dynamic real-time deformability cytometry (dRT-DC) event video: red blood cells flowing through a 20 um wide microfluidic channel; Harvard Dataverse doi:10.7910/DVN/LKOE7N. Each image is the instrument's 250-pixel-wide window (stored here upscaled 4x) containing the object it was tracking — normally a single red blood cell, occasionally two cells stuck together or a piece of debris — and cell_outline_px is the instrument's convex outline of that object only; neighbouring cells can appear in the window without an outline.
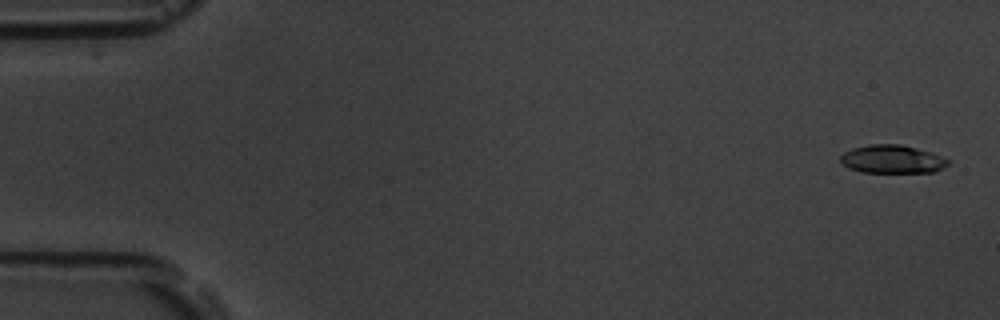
{"species": "common noctule bat (a hibernating species)", "species_latin": "Nyctalus noctula", "temperature_condition": "room temperature", "stored_images_in_passage": 50, "camera_frame_rate_fps": 3000, "um_per_image_px": 0.085, "animal": {"sex": "male", "body_mass_g": 19.5, "forearm_length_mm": 54.6}, "frame": {"image": 1, "passage_image": 1, "time_ms": 0.0, "image_size_px": [1000, 320], "cell_outline_px": [[952, 160], [944, 168], [932, 172], [860, 172], [848, 168], [840, 160], [840, 156], [844, 152], [852, 148], [868, 144], [900, 144], [932, 152]], "centroid_in_image_um": [75.86, 13.52], "position_along_channel_um": 9.1, "area_um2": 17.86}}
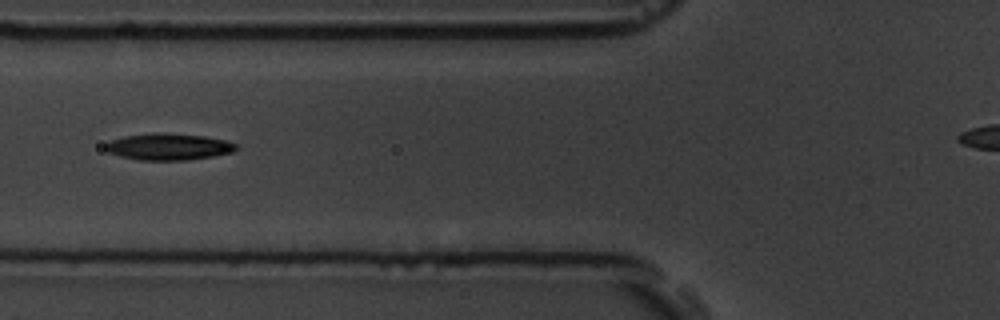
{"frame": {"image": 2, "passage_image": 21, "time_ms": 6.667, "image_size_px": [1000, 320], "cell_outline_px": [[240, 148], [232, 152], [212, 156], [188, 160], [140, 160], [120, 156], [108, 152], [104, 148], [104, 144], [108, 140], [124, 136], [156, 132], [160, 132], [204, 136], [224, 140], [236, 144]], "centroid_in_image_um": [14.29, 12.46], "position_along_channel_um": 111.5, "area_um2": 20.4}}
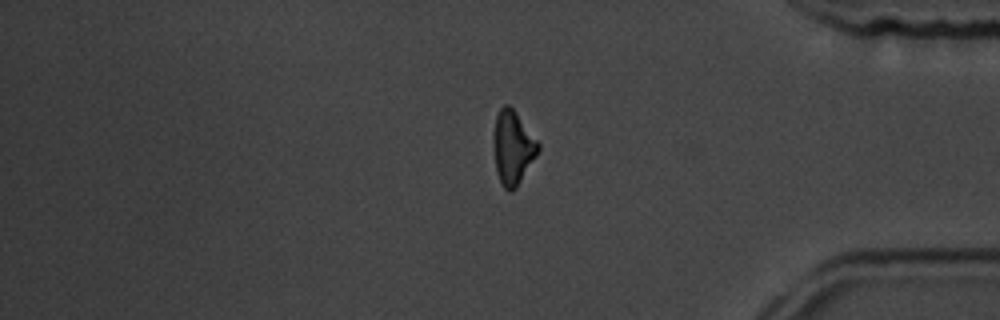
{"frame": {"image": 3, "passage_image": 46, "time_ms": 15.0, "image_size_px": [1000, 320], "cell_outline_px": [[540, 148], [536, 156], [516, 188], [512, 192], [508, 192], [504, 188], [496, 172], [492, 144], [492, 136], [496, 116], [500, 108], [504, 104], [508, 104], [516, 112], [540, 144]], "centroid_in_image_um": [43.56, 12.54], "position_along_channel_um": 391.6, "area_um2": 19.36}}